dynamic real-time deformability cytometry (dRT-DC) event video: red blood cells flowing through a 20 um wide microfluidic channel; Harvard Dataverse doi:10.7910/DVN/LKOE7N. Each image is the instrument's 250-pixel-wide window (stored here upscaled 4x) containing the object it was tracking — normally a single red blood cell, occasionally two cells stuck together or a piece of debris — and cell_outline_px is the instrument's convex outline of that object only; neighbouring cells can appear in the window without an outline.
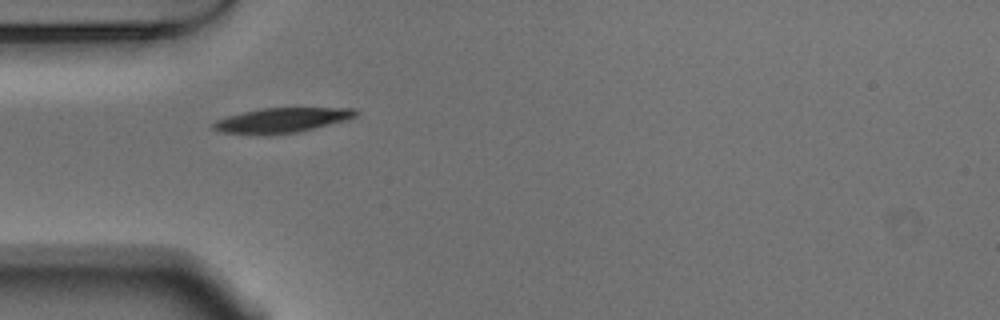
{"species": "Egyptian fruit bat (a non-hibernating species)", "species_latin": "Rousettus aegyptiacus", "temperature_condition": "warm", "stored_images_in_passage": 35, "camera_frame_rate_fps": 3000, "um_per_image_px": 0.085, "animal": {"sex": "male"}, "frame": {"image": 1, "passage_image": 1, "time_ms": 0.0, "image_size_px": [1000, 320], "cell_outline_px": [[360, 112], [356, 116], [348, 120], [296, 132], [268, 136], [220, 132], [212, 128], [212, 124], [216, 120], [228, 116], [260, 108], [356, 108]], "centroid_in_image_um": [23.96, 10.23], "position_along_channel_um": 61.0, "area_um2": 20.81}}
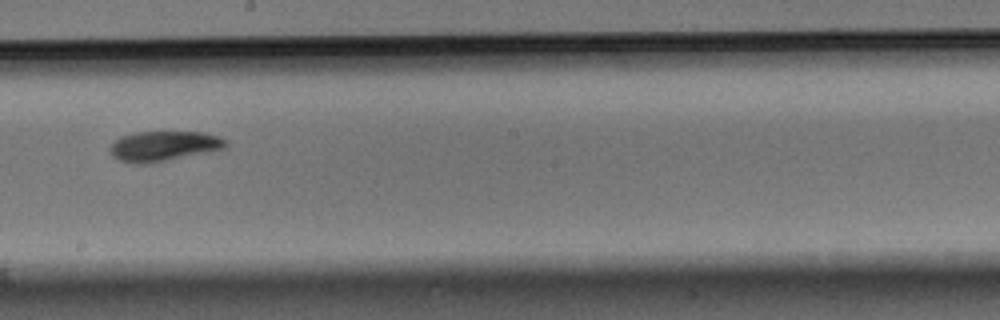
{"frame": {"image": 2, "passage_image": 15, "time_ms": 4.667, "image_size_px": [1000, 320], "cell_outline_px": [[228, 144], [224, 148], [208, 152], [152, 164], [132, 164], [120, 160], [112, 156], [108, 152], [108, 148], [120, 136], [136, 132], [204, 132], [220, 136], [228, 140]], "centroid_in_image_um": [13.91, 12.43], "position_along_channel_um": 234.3, "area_um2": 20.69}}
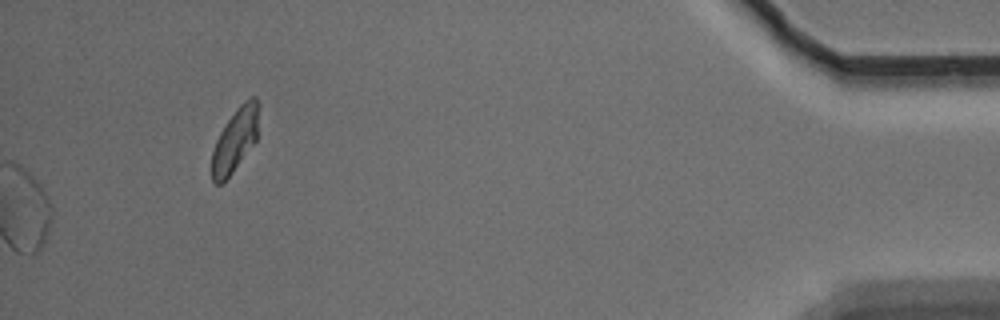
{"frame": {"image": 3, "passage_image": 35, "time_ms": 11.333, "image_size_px": [1000, 320], "cell_outline_px": [[260, 104], [256, 140], [232, 172], [220, 184], [216, 184], [212, 180], [212, 152], [216, 140], [220, 132], [236, 108], [244, 100], [252, 96], [256, 96]], "centroid_in_image_um": [20.01, 11.83], "position_along_channel_um": 415.2, "area_um2": 17.22}, "authors_computed_cell_mechanics": {"area_um2": 20.808, "velocity_mm_per_s": 3.732, "shape_relaxation_time_tau1_ms": 3.4722, "shape_relaxation_time_tau2_ms": null, "deformation_change_tau1": 0.1159, "deformation_change_tau2": null}}